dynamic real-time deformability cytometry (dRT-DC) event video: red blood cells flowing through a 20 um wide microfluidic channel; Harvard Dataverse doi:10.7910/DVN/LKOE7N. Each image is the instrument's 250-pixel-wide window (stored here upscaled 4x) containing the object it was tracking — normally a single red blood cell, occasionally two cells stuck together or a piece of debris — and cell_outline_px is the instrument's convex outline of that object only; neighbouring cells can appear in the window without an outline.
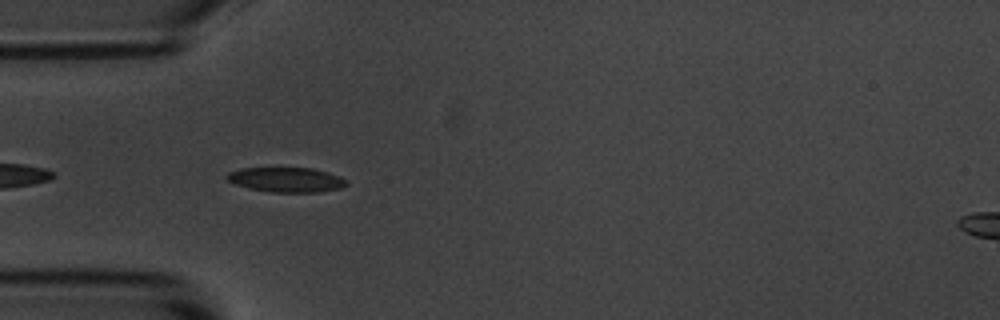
{"species": "common noctule bat (a hibernating species)", "species_latin": "Nyctalus noctula", "temperature_condition": "room temperature", "stored_images_in_passage": 4, "camera_frame_rate_fps": 3000, "um_per_image_px": 0.085, "animal": {"sex": "male", "body_mass_g": 20.1, "forearm_length_mm": 53.5}, "frame": {"image": 1, "passage_image": 3, "time_ms": 2.333, "image_size_px": [1000, 320], "cell_outline_px": [[348, 184], [340, 188], [320, 192], [272, 192], [248, 188], [236, 184], [228, 180], [224, 176], [228, 172], [240, 168], [312, 168], [328, 172], [340, 176], [348, 180]], "centroid_in_image_um": [24.35, 15.27], "position_along_channel_um": 60.7, "area_um2": 17.34}}